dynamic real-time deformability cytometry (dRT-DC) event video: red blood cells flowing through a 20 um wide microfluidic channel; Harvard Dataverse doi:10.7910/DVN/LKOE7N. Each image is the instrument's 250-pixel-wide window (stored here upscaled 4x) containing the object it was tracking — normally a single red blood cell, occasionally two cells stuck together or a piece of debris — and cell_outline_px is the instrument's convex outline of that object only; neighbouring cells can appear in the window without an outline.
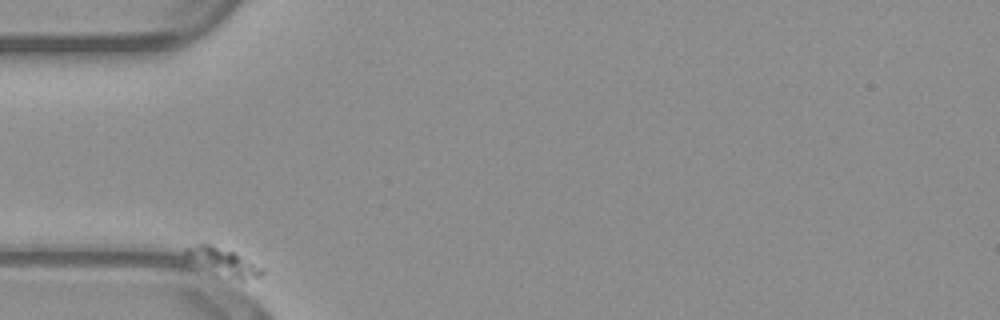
{"species": "common noctule bat (a hibernating species)", "species_latin": "Nyctalus noctula", "temperature_condition": "warm", "stored_images_in_passage": 39, "camera_frame_rate_fps": 3000, "um_per_image_px": 0.085, "animal": {"sex": "male", "body_mass_g": 23.1, "forearm_length_mm": 52.7}, "frame": {"image": 1, "passage_image": 1, "time_ms": 0.0, "image_size_px": [1000, 320], "cell_outline_px": [[264, 272], [260, 276], [240, 284], [188, 256], [184, 252], [184, 248], [196, 244], [212, 244], [232, 252], [264, 268]], "centroid_in_image_um": [19.11, 22.3], "position_along_channel_um": 65.9, "area_um2": 11.68}}
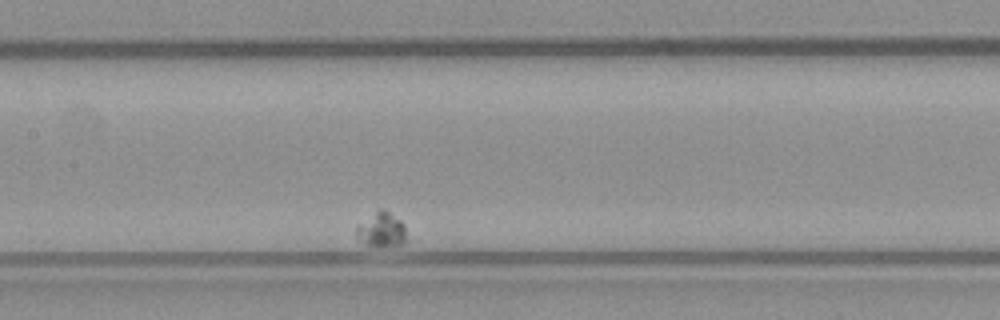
{"frame": {"image": 2, "passage_image": 17, "time_ms": 5.333, "image_size_px": [1000, 320], "cell_outline_px": [[412, 240], [396, 248], [372, 248], [356, 240], [356, 228], [380, 208], [384, 208], [400, 220], [404, 224]], "centroid_in_image_um": [32.53, 19.64], "position_along_channel_um": 174.9, "area_um2": 11.04}}
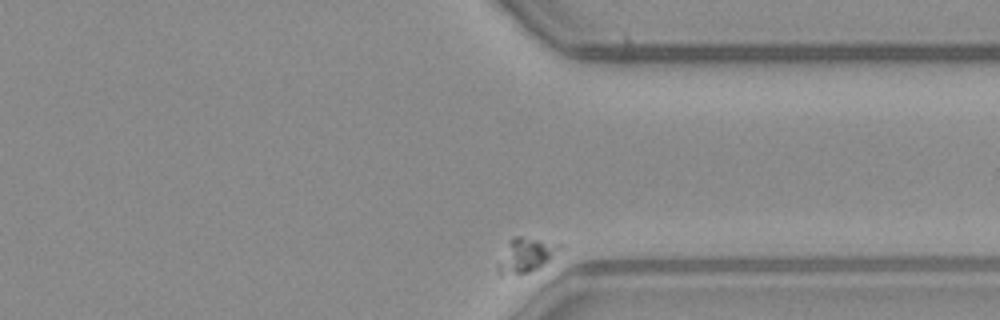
{"frame": {"image": 3, "passage_image": 39, "time_ms": 12.667, "image_size_px": [1000, 320], "cell_outline_px": [[564, 248], [548, 260], [536, 268], [528, 272], [500, 276], [496, 268], [496, 264], [508, 244], [516, 236], [520, 236], [564, 244]], "centroid_in_image_um": [44.71, 21.69], "position_along_channel_um": 366.7, "area_um2": 12.14}}